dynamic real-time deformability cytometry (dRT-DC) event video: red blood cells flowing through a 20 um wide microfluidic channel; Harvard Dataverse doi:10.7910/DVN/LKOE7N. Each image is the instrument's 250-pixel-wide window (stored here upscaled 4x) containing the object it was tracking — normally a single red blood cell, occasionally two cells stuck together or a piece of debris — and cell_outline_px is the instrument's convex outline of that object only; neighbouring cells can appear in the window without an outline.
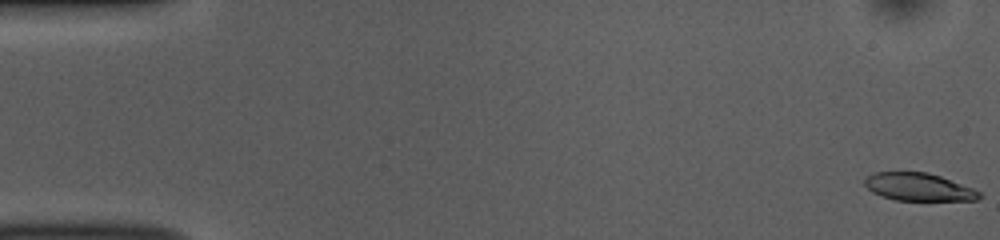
{"species": "common noctule bat (a hibernating species)", "species_latin": "Nyctalus noctula", "temperature_condition": "room temperature", "stored_images_in_passage": 52, "camera_frame_rate_fps": 3000, "um_per_image_px": 0.085, "animal": {"sex": "female", "body_mass_g": 10.0, "forearm_length_mm": 53.1}, "frame": {"image": 1, "passage_image": 1, "time_ms": 0.0, "image_size_px": [1000, 240], "cell_outline_px": [[980, 196], [976, 200], [896, 200], [880, 196], [872, 192], [864, 184], [864, 180], [868, 176], [876, 172], [928, 172], [940, 176], [972, 188], [980, 192]], "centroid_in_image_um": [78.05, 15.89], "position_along_channel_um": 7.0, "area_um2": 18.32}}
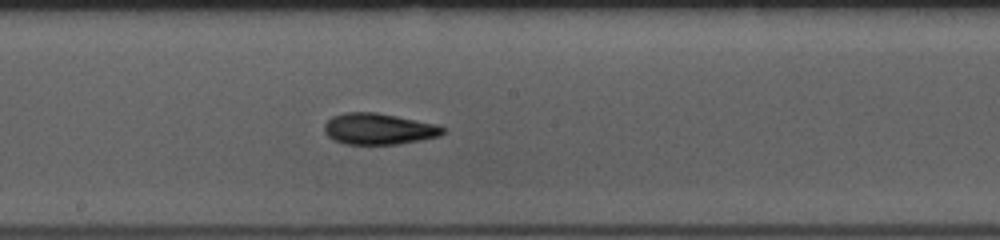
{"frame": {"image": 2, "passage_image": 28, "time_ms": 9.0, "image_size_px": [1000, 240], "cell_outline_px": [[444, 132], [440, 136], [420, 140], [396, 144], [344, 144], [332, 140], [324, 132], [324, 124], [332, 116], [344, 112], [376, 112], [436, 124], [444, 128]], "centroid_in_image_um": [32.14, 10.96], "position_along_channel_um": 216.1, "area_um2": 21.56}}
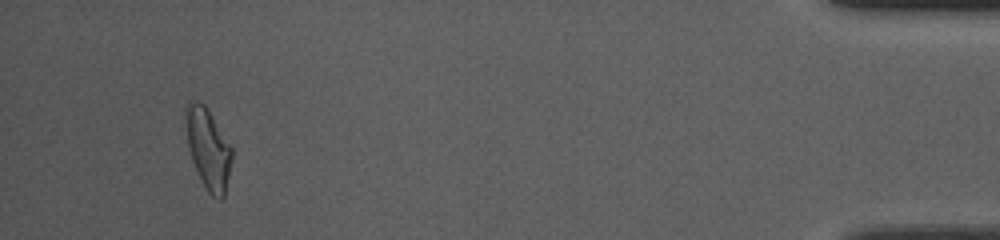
{"frame": {"image": 3, "passage_image": 49, "time_ms": 16.0, "image_size_px": [1000, 240], "cell_outline_px": [[232, 160], [224, 196], [220, 200], [216, 200], [208, 192], [200, 180], [192, 160], [188, 148], [184, 120], [184, 108], [188, 100], [196, 100], [204, 104], [232, 148]], "centroid_in_image_um": [17.65, 12.62], "position_along_channel_um": 417.5, "area_um2": 21.85}, "authors_computed_cell_mechanics": {"area_um2": 20.808, "velocity_mm_per_s": 3.8988, "shape_relaxation_time_tau1_ms": 5.064, "shape_relaxation_time_tau2_ms": 3.2889, "deformation_change_tau1": 0.1722, "deformation_change_tau2": 0.1154}}